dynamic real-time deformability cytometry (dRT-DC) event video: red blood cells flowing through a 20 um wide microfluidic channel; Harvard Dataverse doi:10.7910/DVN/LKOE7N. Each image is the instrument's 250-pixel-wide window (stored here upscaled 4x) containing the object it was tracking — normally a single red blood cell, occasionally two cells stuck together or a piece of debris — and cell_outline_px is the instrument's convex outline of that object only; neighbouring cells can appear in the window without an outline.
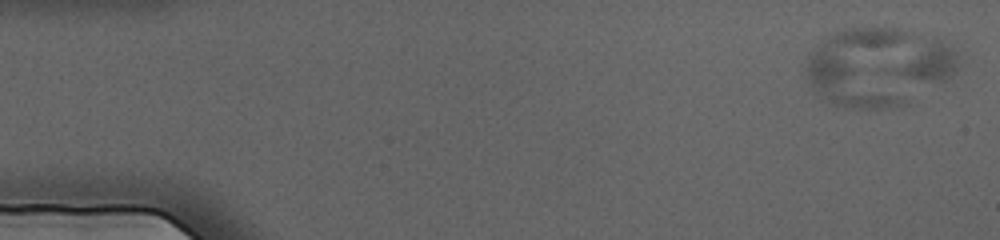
{"species": "human", "species_latin": "Homo sapiens", "temperature_condition": "cold", "stored_images_in_passage": 4, "camera_frame_rate_fps": 3000, "um_per_image_px": 0.085, "donor": {"sex": "female"}, "frame": {"image": 1, "passage_image": 2, "time_ms": 0.333, "image_size_px": [1000, 240], "cell_outline_px": [[960, 64], [952, 76], [948, 80], [912, 104], [900, 108], [836, 108], [820, 100], [816, 96], [804, 80], [804, 60], [808, 52], [816, 44], [828, 36], [836, 32], [852, 28], [896, 28], [944, 40], [956, 52]], "centroid_in_image_um": [74.6, 5.75], "position_along_channel_um": 10.4, "area_um2": 72.19}}